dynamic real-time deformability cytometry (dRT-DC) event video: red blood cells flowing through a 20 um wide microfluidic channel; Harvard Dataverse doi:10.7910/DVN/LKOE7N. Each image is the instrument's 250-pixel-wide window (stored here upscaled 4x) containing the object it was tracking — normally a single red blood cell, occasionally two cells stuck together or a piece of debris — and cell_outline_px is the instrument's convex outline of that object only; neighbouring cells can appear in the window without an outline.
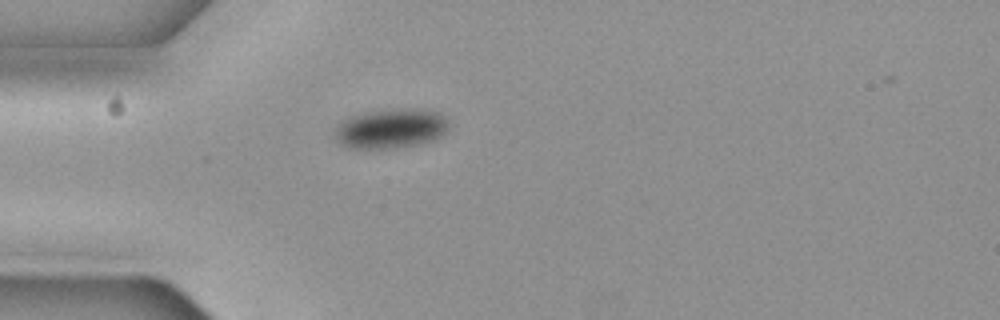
{"species": "common noctule bat (a hibernating species)", "species_latin": "Nyctalus noctula", "temperature_condition": "cold", "stored_images_in_passage": 42, "camera_frame_rate_fps": 3000, "um_per_image_px": 0.085, "animal": {"sex": "female", "body_mass_g": 19.3, "forearm_length_mm": 54.1}, "frame": {"image": 1, "passage_image": 1, "time_ms": 0.0, "image_size_px": [1000, 320], "cell_outline_px": [[448, 128], [440, 136], [432, 140], [420, 144], [396, 148], [348, 148], [340, 144], [336, 140], [336, 124], [348, 116], [364, 112], [392, 108], [424, 108], [440, 112], [448, 120]], "centroid_in_image_um": [33.22, 10.9], "position_along_channel_um": 51.8, "area_um2": 26.88}}
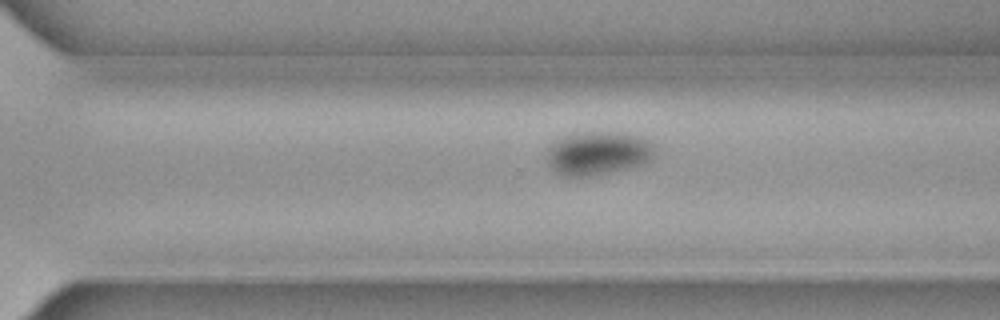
{"frame": {"image": 2, "passage_image": 24, "time_ms": 7.667, "image_size_px": [1000, 320], "cell_outline_px": [[656, 156], [640, 164], [608, 172], [584, 176], [560, 176], [548, 164], [548, 148], [556, 140], [564, 136], [576, 132], [624, 132], [640, 136], [648, 140], [656, 148]], "centroid_in_image_um": [50.84, 12.99], "position_along_channel_um": 319.8, "area_um2": 27.28}}
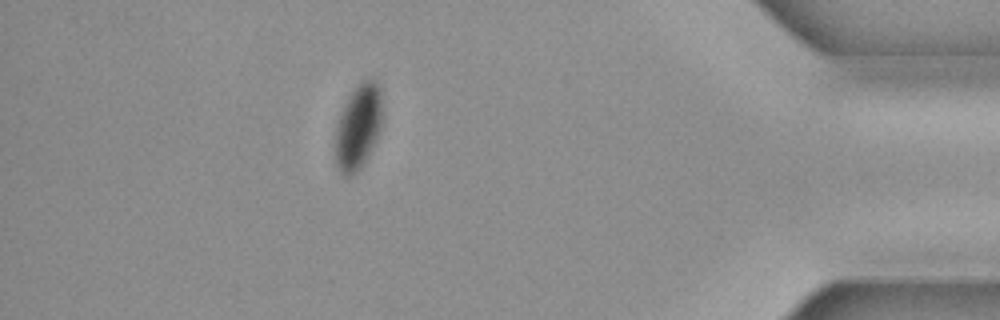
{"frame": {"image": 3, "passage_image": 35, "time_ms": 11.333, "image_size_px": [1000, 320], "cell_outline_px": [[384, 116], [380, 132], [368, 156], [360, 168], [352, 176], [344, 176], [336, 168], [336, 128], [340, 112], [352, 88], [360, 80], [368, 76], [376, 80], [380, 84]], "centroid_in_image_um": [30.49, 10.69], "position_along_channel_um": 404.7, "area_um2": 24.22}, "authors_computed_cell_mechanics": {"area_um2": 27.5128, "velocity_mm_per_s": 3.6471, "shape_relaxation_time_tau1_ms": 1.7997, "shape_relaxation_time_tau2_ms": null, "deformation_change_tau1": 0.0343, "deformation_change_tau2": null}}